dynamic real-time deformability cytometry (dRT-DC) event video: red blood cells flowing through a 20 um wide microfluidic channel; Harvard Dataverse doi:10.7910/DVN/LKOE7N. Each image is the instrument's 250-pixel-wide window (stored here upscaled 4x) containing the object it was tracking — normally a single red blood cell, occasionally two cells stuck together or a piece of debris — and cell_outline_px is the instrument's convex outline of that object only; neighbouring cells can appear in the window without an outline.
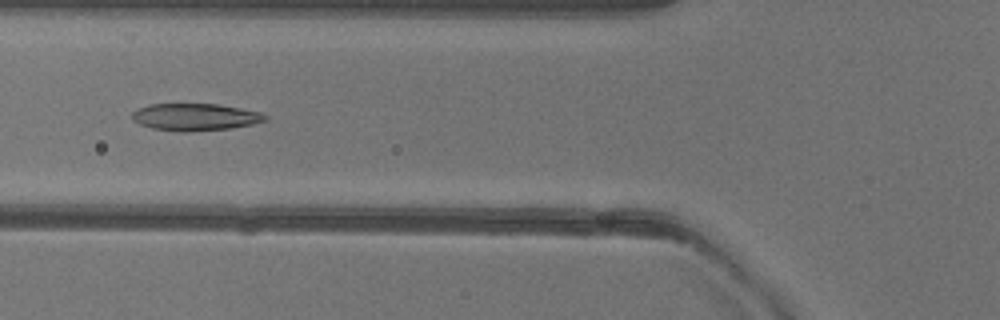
{"species": "common noctule bat (a hibernating species)", "species_latin": "Nyctalus noctula", "temperature_condition": "warm", "stored_images_in_passage": 45, "camera_frame_rate_fps": 3000, "um_per_image_px": 0.085, "animal": {"sex": "female"}, "frame": {"image": 1, "passage_image": 13, "time_ms": 4.0, "image_size_px": [1000, 320], "cell_outline_px": [[268, 120], [252, 124], [232, 128], [188, 132], [180, 132], [152, 128], [140, 124], [132, 120], [132, 112], [140, 108], [152, 104], [216, 104], [240, 108], [260, 112], [268, 116]], "centroid_in_image_um": [16.61, 9.95], "position_along_channel_um": 109.2, "area_um2": 21.04}}
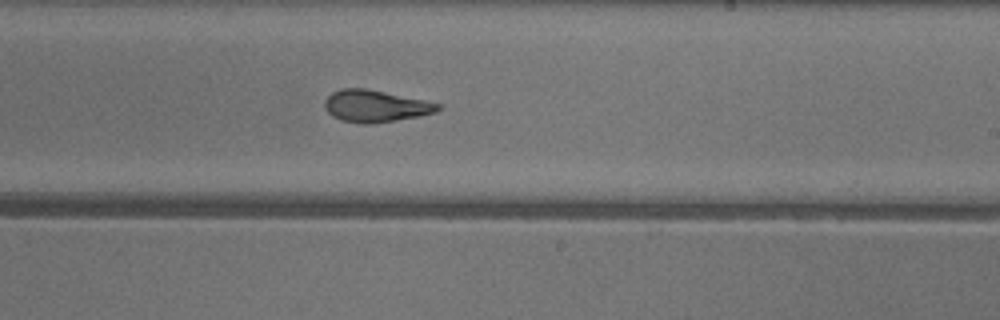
{"frame": {"image": 2, "passage_image": 24, "time_ms": 7.667, "image_size_px": [1000, 320], "cell_outline_px": [[444, 104], [436, 112], [416, 116], [372, 124], [364, 124], [340, 120], [332, 116], [324, 108], [324, 100], [332, 92], [340, 88], [368, 88]], "centroid_in_image_um": [31.89, 9.0], "position_along_channel_um": 257.1, "area_um2": 21.21}}
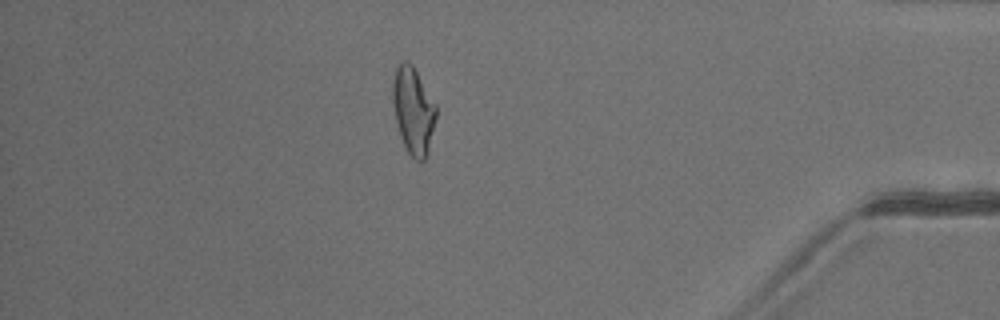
{"frame": {"image": 3, "passage_image": 38, "time_ms": 12.333, "image_size_px": [1000, 320], "cell_outline_px": [[436, 116], [428, 152], [424, 160], [416, 160], [408, 152], [400, 136], [396, 124], [392, 104], [392, 84], [396, 68], [404, 60], [412, 64], [436, 104]], "centroid_in_image_um": [35.11, 9.39], "position_along_channel_um": 400.1, "area_um2": 21.85}, "authors_computed_cell_mechanics": {"area_um2": 22.0218, "velocity_mm_per_s": 4.0265, "shape_relaxation_time_tau1_ms": 9.9518, "shape_relaxation_time_tau2_ms": 1.8346, "deformation_change_tau1": 0.2551, "deformation_change_tau2": 0.0837}}